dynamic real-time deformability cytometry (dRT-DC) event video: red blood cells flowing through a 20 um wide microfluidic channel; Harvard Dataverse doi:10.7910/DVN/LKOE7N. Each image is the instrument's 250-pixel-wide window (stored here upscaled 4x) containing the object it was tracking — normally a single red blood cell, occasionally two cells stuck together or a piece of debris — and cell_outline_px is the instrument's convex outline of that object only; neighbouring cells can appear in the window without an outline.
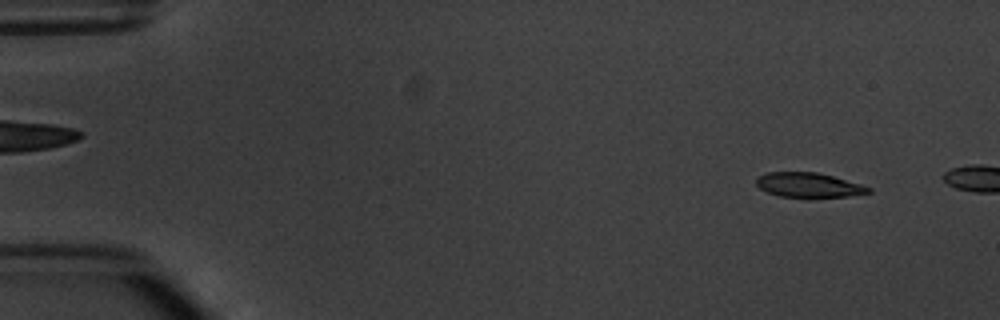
{"species": "common noctule bat (a hibernating species)", "species_latin": "Nyctalus noctula", "temperature_condition": "warm", "stored_images_in_passage": 2, "camera_frame_rate_fps": 3000, "um_per_image_px": 0.085, "animal": {"sex": "male", "body_mass_g": 20.1, "forearm_length_mm": 53.5}, "frame": {"image": 1, "passage_image": 1, "time_ms": 0.0, "image_size_px": [1000, 320], "cell_outline_px": [[872, 192], [848, 196], [780, 196], [768, 192], [760, 188], [756, 184], [756, 180], [760, 176], [768, 172], [816, 172], [832, 176], [860, 184], [872, 188]], "centroid_in_image_um": [68.74, 15.71], "position_along_channel_um": 16.3, "area_um2": 15.61}}